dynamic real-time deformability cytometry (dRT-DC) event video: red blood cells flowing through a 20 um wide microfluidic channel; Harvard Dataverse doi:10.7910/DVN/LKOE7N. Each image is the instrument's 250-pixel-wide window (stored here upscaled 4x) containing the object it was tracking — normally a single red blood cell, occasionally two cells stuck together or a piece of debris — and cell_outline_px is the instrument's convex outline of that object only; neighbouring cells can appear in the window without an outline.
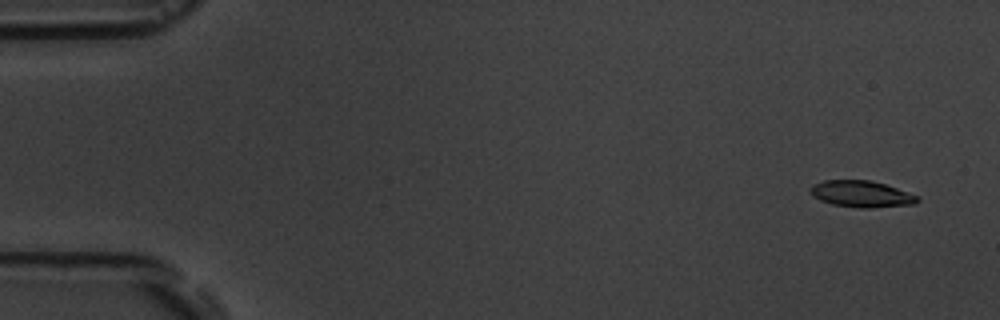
{"species": "common noctule bat (a hibernating species)", "species_latin": "Nyctalus noctula", "temperature_condition": "room temperature", "stored_images_in_passage": 4, "camera_frame_rate_fps": 3000, "um_per_image_px": 0.085, "animal": {"sex": "male", "body_mass_g": 19.5, "forearm_length_mm": 54.6}, "frame": {"image": 1, "passage_image": 1, "time_ms": 0.0, "image_size_px": [1000, 320], "cell_outline_px": [[920, 200], [916, 204], [872, 208], [860, 208], [832, 204], [820, 200], [812, 196], [808, 188], [812, 184], [824, 180], [872, 180], [920, 196]], "centroid_in_image_um": [73.22, 16.49], "position_along_channel_um": 11.8, "area_um2": 16.76}}
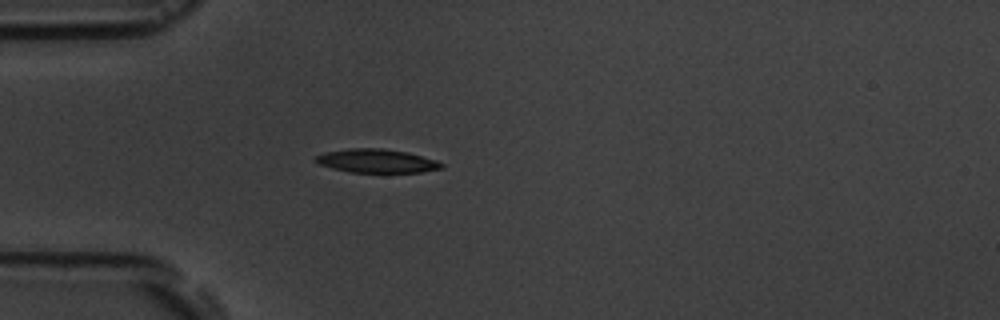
{"frame": {"image": 2, "passage_image": 4, "time_ms": 4.333, "image_size_px": [1000, 320], "cell_outline_px": [[444, 168], [420, 172], [352, 172], [332, 168], [320, 164], [312, 160], [316, 156], [324, 152], [348, 148], [384, 148], [408, 152], [436, 160], [444, 164]], "centroid_in_image_um": [32.01, 13.67], "position_along_channel_um": 53.0, "area_um2": 17.4}}